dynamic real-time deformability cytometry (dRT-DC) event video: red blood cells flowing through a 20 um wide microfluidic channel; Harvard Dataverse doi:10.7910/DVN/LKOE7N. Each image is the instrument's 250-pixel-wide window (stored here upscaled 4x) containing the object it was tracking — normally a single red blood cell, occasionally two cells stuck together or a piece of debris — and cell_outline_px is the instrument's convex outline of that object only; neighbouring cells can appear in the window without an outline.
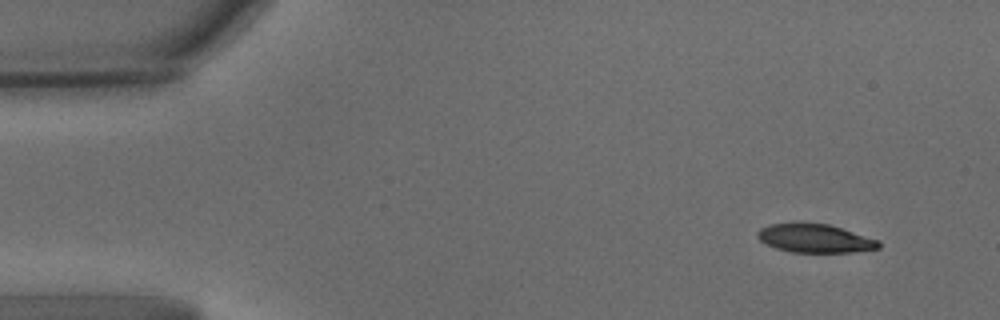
{"species": "common noctule bat (a hibernating species)", "species_latin": "Nyctalus noctula", "temperature_condition": "warm", "stored_images_in_passage": 57, "camera_frame_rate_fps": 3000, "um_per_image_px": 0.085, "animal": {"sex": "male", "body_mass_g": 15.6}, "frame": {"image": 1, "passage_image": 1, "time_ms": 0.0, "image_size_px": [1000, 320], "cell_outline_px": [[880, 248], [852, 252], [792, 252], [776, 248], [760, 240], [756, 236], [756, 232], [760, 228], [768, 224], [800, 220], [828, 224], [880, 240]], "centroid_in_image_um": [69.22, 20.21], "position_along_channel_um": 15.8, "area_um2": 20.69}}
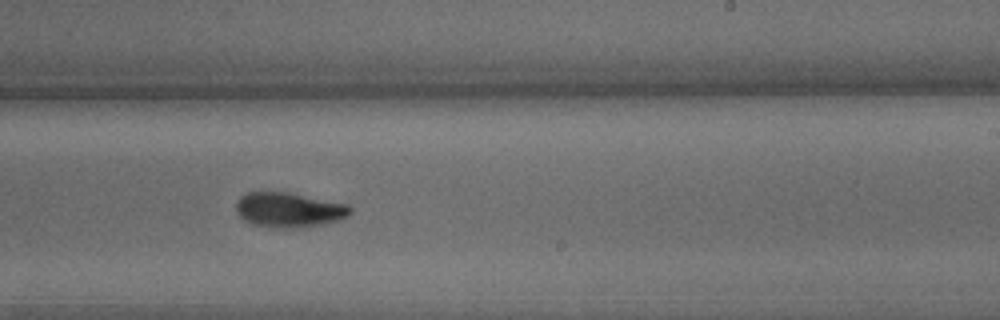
{"frame": {"image": 2, "passage_image": 33, "time_ms": 10.667, "image_size_px": [1000, 320], "cell_outline_px": [[352, 212], [348, 216], [336, 220], [320, 224], [296, 228], [256, 224], [244, 220], [236, 212], [236, 204], [240, 196], [248, 192], [288, 192], [348, 204], [352, 208]], "centroid_in_image_um": [24.57, 17.81], "position_along_channel_um": 264.4, "area_um2": 22.72}}
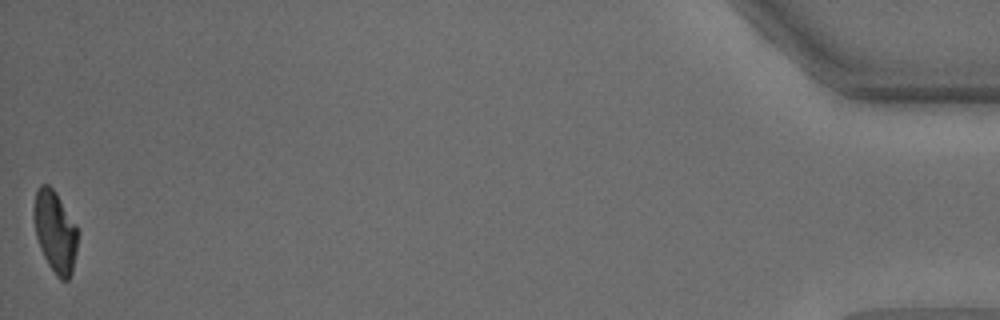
{"frame": {"image": 3, "passage_image": 57, "time_ms": 18.667, "image_size_px": [1000, 320], "cell_outline_px": [[80, 232], [72, 272], [68, 280], [60, 280], [56, 276], [48, 264], [40, 248], [36, 236], [32, 216], [36, 188], [40, 184], [48, 184], [56, 192], [76, 224]], "centroid_in_image_um": [4.69, 19.67], "position_along_channel_um": 430.5, "area_um2": 21.33}, "authors_computed_cell_mechanics": {"area_um2": 22.3108, "velocity_mm_per_s": 3.2897, "shape_relaxation_time_tau1_ms": 3.816, "shape_relaxation_time_tau2_ms": 1.8314, "deformation_change_tau1": 0.1642, "deformation_change_tau2": 0.0653}}